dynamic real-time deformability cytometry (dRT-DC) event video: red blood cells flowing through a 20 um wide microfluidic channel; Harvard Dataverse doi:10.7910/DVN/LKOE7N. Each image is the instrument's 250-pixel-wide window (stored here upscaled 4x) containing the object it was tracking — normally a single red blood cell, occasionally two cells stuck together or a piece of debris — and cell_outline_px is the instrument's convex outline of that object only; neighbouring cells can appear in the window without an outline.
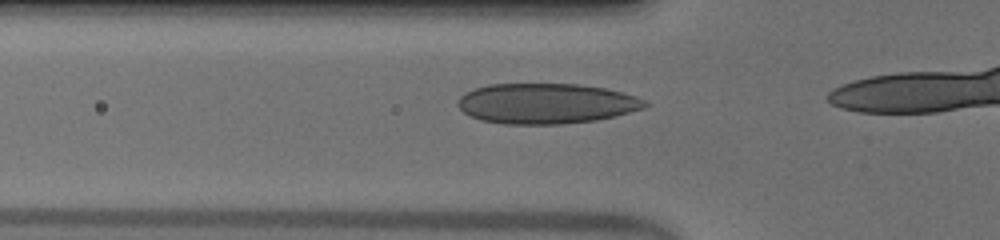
{"species": "human", "species_latin": "Homo sapiens", "temperature_condition": "warm", "stored_images_in_passage": 15, "camera_frame_rate_fps": 3000, "um_per_image_px": 0.085, "donor": {"sex": "male"}, "frame": {"image": 1, "passage_image": 10, "time_ms": 3.0, "image_size_px": [1000, 240], "cell_outline_px": [[652, 104], [644, 108], [596, 120], [564, 124], [504, 124], [480, 120], [464, 112], [456, 104], [460, 96], [464, 92], [488, 84], [580, 84], [604, 88], [636, 96]], "centroid_in_image_um": [46.41, 8.8], "position_along_channel_um": 79.4, "area_um2": 43.99}}
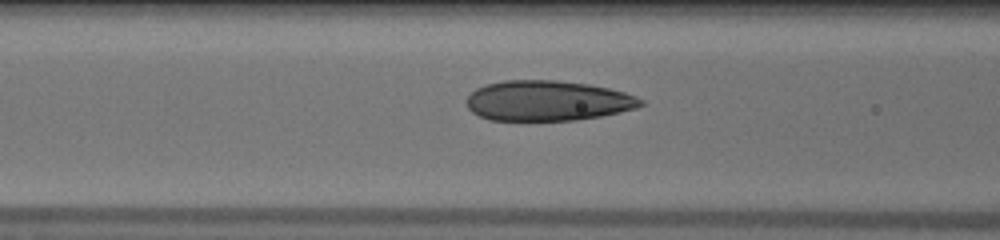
{"frame": {"image": 2, "passage_image": 13, "time_ms": 4.0, "image_size_px": [1000, 240], "cell_outline_px": [[644, 104], [636, 108], [620, 112], [600, 116], [576, 120], [488, 120], [472, 112], [468, 108], [468, 96], [476, 88], [484, 84], [504, 80], [556, 80], [588, 84], [608, 88], [624, 92], [636, 96], [644, 100]], "centroid_in_image_um": [46.55, 8.56], "position_along_channel_um": 120.1, "area_um2": 40.86}}